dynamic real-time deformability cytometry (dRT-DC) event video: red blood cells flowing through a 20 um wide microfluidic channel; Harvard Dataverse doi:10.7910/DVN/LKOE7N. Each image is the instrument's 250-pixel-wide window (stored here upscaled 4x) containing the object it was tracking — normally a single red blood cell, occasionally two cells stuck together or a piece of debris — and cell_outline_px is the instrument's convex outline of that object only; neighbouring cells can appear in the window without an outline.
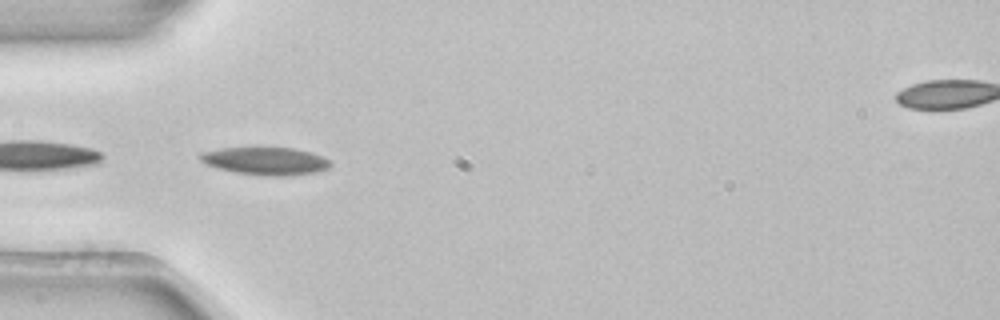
{"species": "common noctule bat (a hibernating species)", "species_latin": "Nyctalus noctula", "temperature_condition": "room temperature", "stored_images_in_passage": 36, "camera_frame_rate_fps": 3000, "um_per_image_px": 0.085, "animal": {"sex": "female", "body_mass_g": 22.7, "forearm_length_mm": 54.2}, "frame": {"image": 1, "passage_image": 1, "time_ms": 0.0, "image_size_px": [1000, 320], "cell_outline_px": [[332, 164], [328, 168], [316, 172], [284, 176], [264, 176], [236, 172], [216, 168], [200, 160], [196, 156], [200, 152], [220, 148], [256, 144], [292, 148], [312, 152], [324, 156], [332, 160]], "centroid_in_image_um": [22.55, 13.63], "position_along_channel_um": 62.5, "area_um2": 22.25}, "authors_computed_cell_mechanics": {"area_um2": 19.8832, "velocity_mm_per_s": 3.8674, "shape_relaxation_time_tau1_ms": 2.8842, "shape_relaxation_time_tau2_ms": null, "deformation_change_tau1": 0.1007, "deformation_change_tau2": null}}